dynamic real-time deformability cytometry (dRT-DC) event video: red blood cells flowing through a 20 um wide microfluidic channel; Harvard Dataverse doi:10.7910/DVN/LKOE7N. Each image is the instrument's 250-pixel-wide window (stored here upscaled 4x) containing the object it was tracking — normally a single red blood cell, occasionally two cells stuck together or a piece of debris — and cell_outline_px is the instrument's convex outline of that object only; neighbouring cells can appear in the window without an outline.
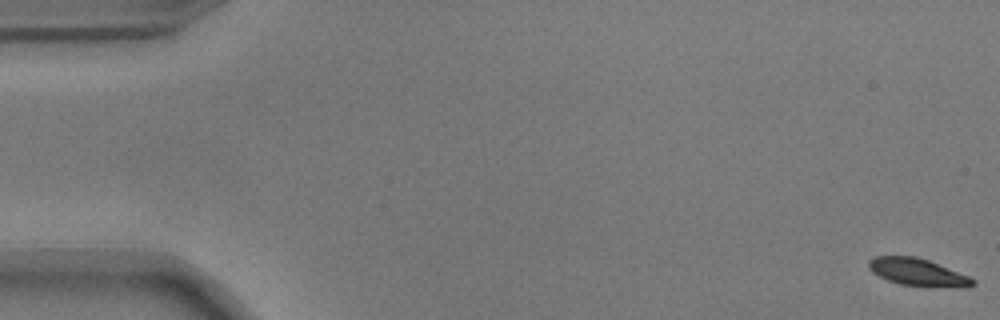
{"species": "common noctule bat (a hibernating species)", "species_latin": "Nyctalus noctula", "temperature_condition": "warm", "stored_images_in_passage": 56, "camera_frame_rate_fps": 3000, "um_per_image_px": 0.085, "animal": {"sex": "male", "body_mass_g": 17.9}, "frame": {"image": 1, "passage_image": 1, "time_ms": 0.0, "image_size_px": [1000, 320], "cell_outline_px": [[976, 284], [968, 288], [964, 288], [900, 284], [888, 280], [872, 272], [868, 268], [868, 260], [876, 256], [916, 256], [928, 260], [968, 276], [976, 280]], "centroid_in_image_um": [78.02, 23.14], "position_along_channel_um": 7.0, "area_um2": 16.47}}
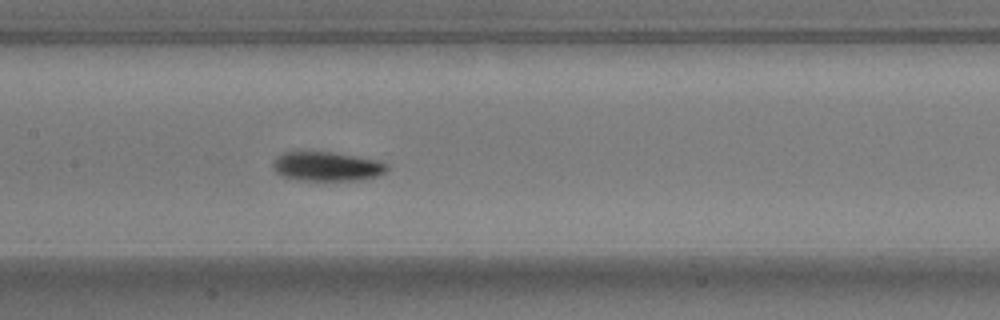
{"frame": {"image": 2, "passage_image": 27, "time_ms": 8.667, "image_size_px": [1000, 320], "cell_outline_px": [[388, 168], [384, 172], [376, 176], [360, 180], [296, 180], [280, 176], [272, 168], [272, 164], [284, 152], [332, 152], [376, 160], [388, 164]], "centroid_in_image_um": [27.76, 14.16], "position_along_channel_um": 179.6, "area_um2": 19.25}}
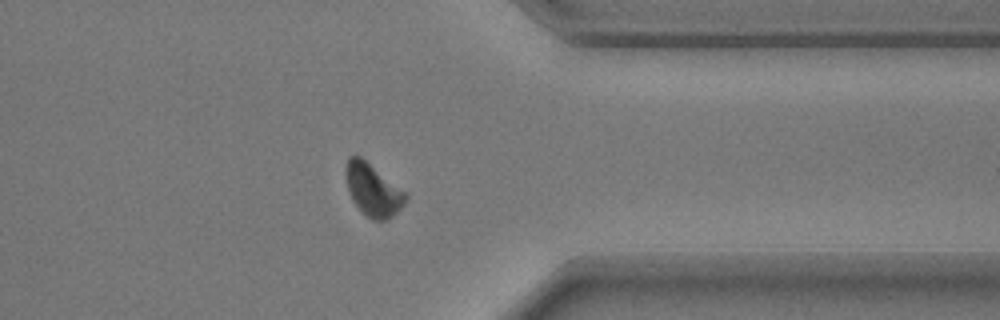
{"frame": {"image": 3, "passage_image": 44, "time_ms": 14.333, "image_size_px": [1000, 320], "cell_outline_px": [[408, 200], [388, 220], [372, 220], [352, 200], [348, 188], [344, 172], [344, 168], [348, 156], [360, 156], [408, 192]], "centroid_in_image_um": [31.72, 16.11], "position_along_channel_um": 379.7, "area_um2": 18.38}, "authors_computed_cell_mechanics": {"area_um2": 18.4382, "velocity_mm_per_s": 3.6851, "shape_relaxation_time_tau1_ms": 2.5827, "shape_relaxation_time_tau2_ms": null, "deformation_change_tau1": 0.1312, "deformation_change_tau2": null}}